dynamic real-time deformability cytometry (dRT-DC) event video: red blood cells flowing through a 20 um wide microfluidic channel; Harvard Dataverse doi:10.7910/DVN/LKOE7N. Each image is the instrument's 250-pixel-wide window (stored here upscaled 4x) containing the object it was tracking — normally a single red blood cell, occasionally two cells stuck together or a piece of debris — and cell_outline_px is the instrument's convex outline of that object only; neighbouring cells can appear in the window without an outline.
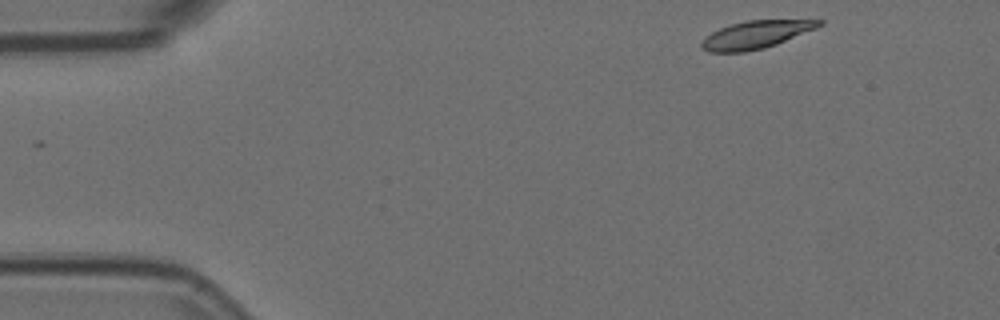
{"species": "Egyptian fruit bat (a non-hibernating species)", "species_latin": "Rousettus aegyptiacus", "temperature_condition": "room temperature", "stored_images_in_passage": 11, "camera_frame_rate_fps": 3000, "um_per_image_px": 0.085, "animal": {"sex": "female"}, "frame": {"image": 1, "passage_image": 1, "time_ms": 0.0, "image_size_px": [1000, 320], "cell_outline_px": [[824, 24], [816, 28], [776, 44], [764, 48], [744, 52], [708, 52], [700, 48], [700, 44], [704, 36], [720, 28], [732, 24], [748, 20], [824, 20]], "centroid_in_image_um": [64.2, 2.95], "position_along_channel_um": 20.8, "area_um2": 18.9}}
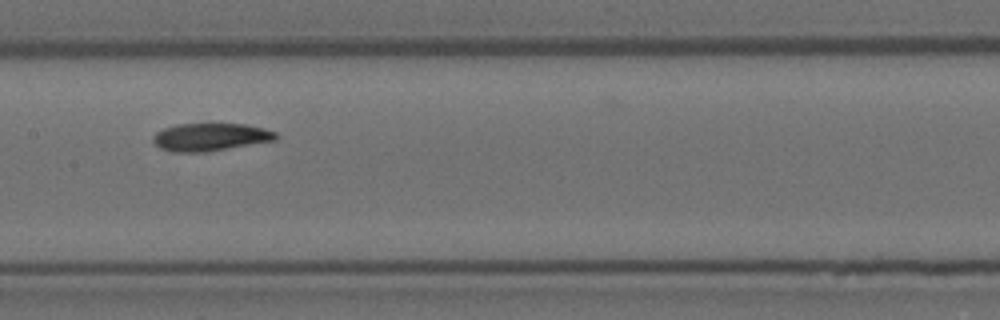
{"frame": {"image": 2, "passage_image": 6, "time_ms": 1.667, "image_size_px": [1000, 320], "cell_outline_px": [[276, 140], [204, 152], [172, 152], [160, 148], [152, 140], [152, 136], [156, 132], [164, 128], [176, 124], [244, 124], [264, 128], [276, 132]], "centroid_in_image_um": [17.84, 11.64], "position_along_channel_um": 189.6, "area_um2": 19.71}}
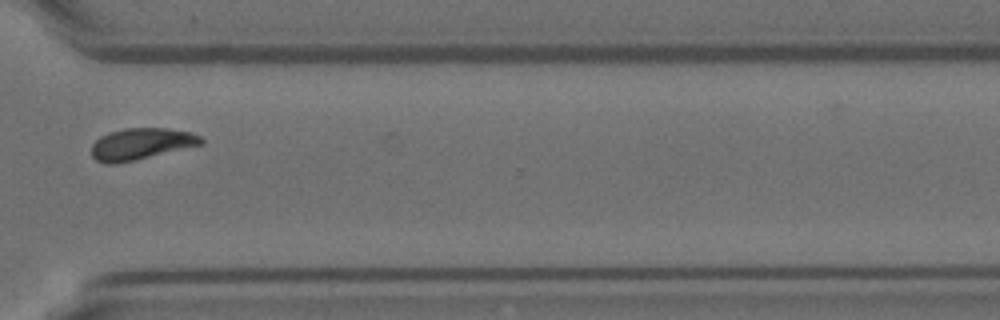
{"frame": {"image": 3, "passage_image": 10, "time_ms": 3.0, "image_size_px": [1000, 320], "cell_outline_px": [[204, 144], [136, 160], [116, 164], [104, 164], [96, 160], [92, 156], [92, 144], [100, 136], [108, 132], [124, 128], [168, 128], [188, 132], [200, 136], [204, 140]], "centroid_in_image_um": [11.98, 12.24], "position_along_channel_um": 358.6, "area_um2": 20.29}}